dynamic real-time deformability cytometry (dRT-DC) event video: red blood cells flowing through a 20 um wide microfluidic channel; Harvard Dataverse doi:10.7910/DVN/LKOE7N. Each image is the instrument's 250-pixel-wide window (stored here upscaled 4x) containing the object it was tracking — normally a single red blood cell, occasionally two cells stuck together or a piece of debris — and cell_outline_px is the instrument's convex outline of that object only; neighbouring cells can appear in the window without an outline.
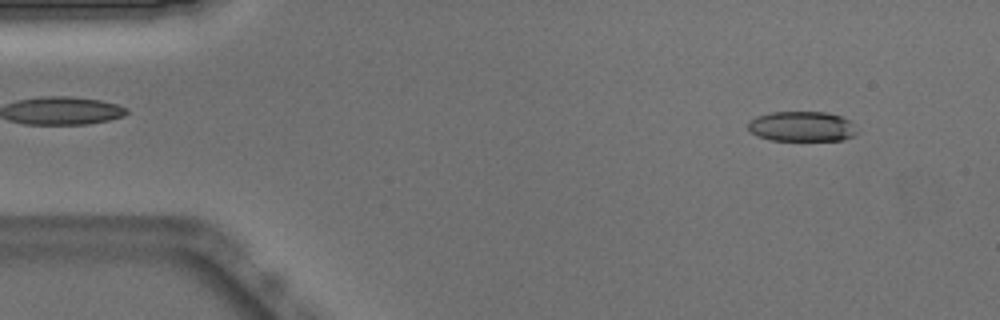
{"species": "Egyptian fruit bat (a non-hibernating species)", "species_latin": "Rousettus aegyptiacus", "temperature_condition": "warm", "stored_images_in_passage": 50, "camera_frame_rate_fps": 3000, "um_per_image_px": 0.085, "animal": {"sex": "male"}, "frame": {"image": 1, "passage_image": 4, "time_ms": 1.0, "image_size_px": [1000, 320], "cell_outline_px": [[860, 132], [844, 140], [772, 140], [760, 136], [752, 132], [748, 128], [748, 120], [756, 116], [772, 112], [828, 112], [844, 116]], "centroid_in_image_um": [68.19, 10.74], "position_along_channel_um": 16.8, "area_um2": 19.19}}
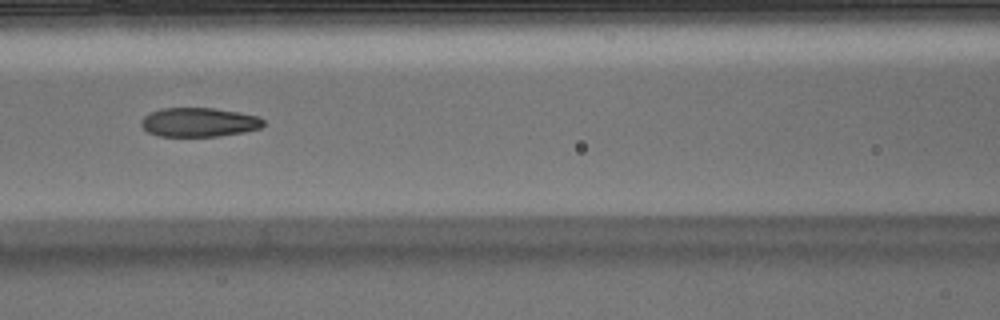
{"frame": {"image": 2, "passage_image": 21, "time_ms": 6.667, "image_size_px": [1000, 320], "cell_outline_px": [[264, 124], [260, 128], [244, 132], [220, 136], [156, 136], [148, 132], [140, 124], [140, 120], [144, 116], [160, 108], [212, 108], [240, 112], [260, 116], [264, 120]], "centroid_in_image_um": [16.92, 10.39], "position_along_channel_um": 149.7, "area_um2": 20.87}}
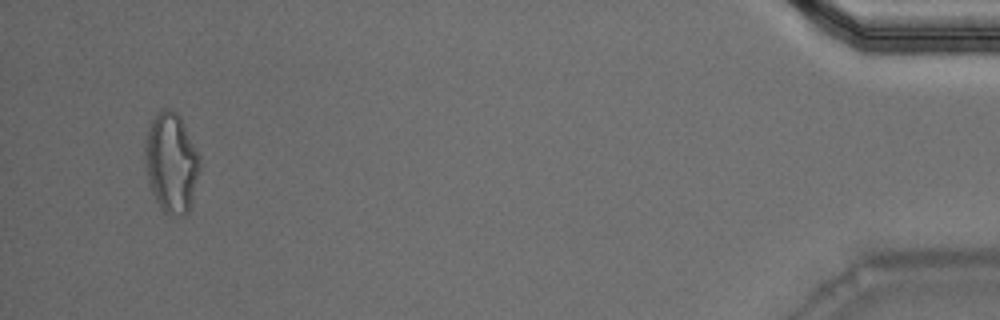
{"frame": {"image": 3, "passage_image": 48, "time_ms": 15.667, "image_size_px": [1000, 320], "cell_outline_px": [[200, 172], [188, 212], [184, 216], [168, 216], [160, 208], [152, 192], [148, 180], [144, 160], [144, 144], [148, 124], [152, 116], [160, 108], [172, 108], [180, 116], [200, 156]], "centroid_in_image_um": [14.54, 13.8], "position_along_channel_um": 420.7, "area_um2": 32.6}, "authors_computed_cell_mechanics": {"area_um2": 21.5305, "velocity_mm_per_s": 3.9179, "shape_relaxation_time_tau1_ms": null, "shape_relaxation_time_tau2_ms": 2.5568, "deformation_change_tau1": null, "deformation_change_tau2": 0.0975}}